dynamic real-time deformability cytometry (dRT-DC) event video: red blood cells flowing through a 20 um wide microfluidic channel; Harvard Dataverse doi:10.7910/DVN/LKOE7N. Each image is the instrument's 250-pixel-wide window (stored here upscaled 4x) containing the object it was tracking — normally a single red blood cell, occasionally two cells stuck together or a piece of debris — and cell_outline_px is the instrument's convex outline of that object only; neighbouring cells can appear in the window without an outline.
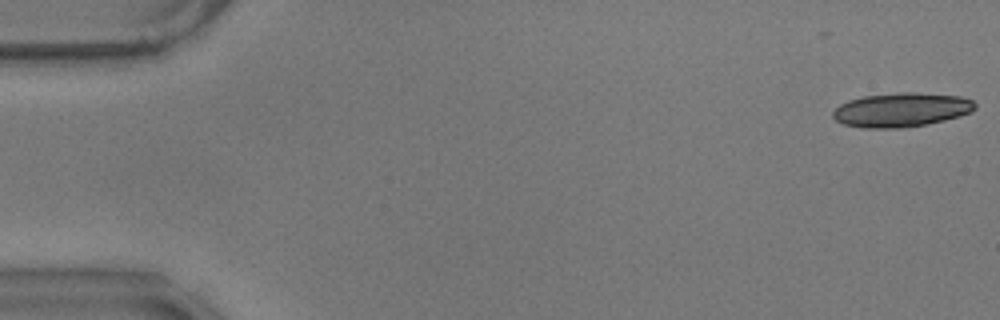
{"species": "common noctule bat (a hibernating species)", "species_latin": "Nyctalus noctula", "temperature_condition": "warm", "stored_images_in_passage": 11, "camera_frame_rate_fps": 3000, "um_per_image_px": 0.085, "animal": {"sex": "male", "body_mass_g": 17.9}, "frame": {"image": 1, "passage_image": 1, "time_ms": 0.0, "image_size_px": [1000, 320], "cell_outline_px": [[976, 108], [972, 112], [960, 116], [944, 120], [924, 124], [900, 128], [864, 128], [844, 124], [836, 120], [832, 116], [832, 112], [840, 104], [848, 100], [864, 96], [900, 92], [916, 92], [960, 96], [972, 100], [976, 104]], "centroid_in_image_um": [76.62, 9.33], "position_along_channel_um": 8.4, "area_um2": 28.26}}